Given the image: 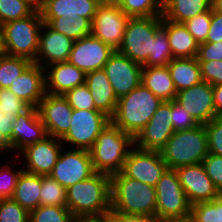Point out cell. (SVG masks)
Returning <instances> with one entry per match:
<instances>
[{
  "instance_id": "cell-1",
  "label": "cell",
  "mask_w": 222,
  "mask_h": 222,
  "mask_svg": "<svg viewBox=\"0 0 222 222\" xmlns=\"http://www.w3.org/2000/svg\"><path fill=\"white\" fill-rule=\"evenodd\" d=\"M67 208L77 217H101L111 212L110 175L96 172L66 189Z\"/></svg>"
},
{
  "instance_id": "cell-2",
  "label": "cell",
  "mask_w": 222,
  "mask_h": 222,
  "mask_svg": "<svg viewBox=\"0 0 222 222\" xmlns=\"http://www.w3.org/2000/svg\"><path fill=\"white\" fill-rule=\"evenodd\" d=\"M111 212L155 216V187L126 177L122 172L110 176Z\"/></svg>"
},
{
  "instance_id": "cell-3",
  "label": "cell",
  "mask_w": 222,
  "mask_h": 222,
  "mask_svg": "<svg viewBox=\"0 0 222 222\" xmlns=\"http://www.w3.org/2000/svg\"><path fill=\"white\" fill-rule=\"evenodd\" d=\"M162 102L148 88L140 84L128 94L118 98L110 122L135 139Z\"/></svg>"
},
{
  "instance_id": "cell-4",
  "label": "cell",
  "mask_w": 222,
  "mask_h": 222,
  "mask_svg": "<svg viewBox=\"0 0 222 222\" xmlns=\"http://www.w3.org/2000/svg\"><path fill=\"white\" fill-rule=\"evenodd\" d=\"M134 146V138L110 122L89 150L94 171L110 176L121 172L126 157Z\"/></svg>"
},
{
  "instance_id": "cell-5",
  "label": "cell",
  "mask_w": 222,
  "mask_h": 222,
  "mask_svg": "<svg viewBox=\"0 0 222 222\" xmlns=\"http://www.w3.org/2000/svg\"><path fill=\"white\" fill-rule=\"evenodd\" d=\"M160 153L169 169L202 163L209 153L204 124L174 132Z\"/></svg>"
},
{
  "instance_id": "cell-6",
  "label": "cell",
  "mask_w": 222,
  "mask_h": 222,
  "mask_svg": "<svg viewBox=\"0 0 222 222\" xmlns=\"http://www.w3.org/2000/svg\"><path fill=\"white\" fill-rule=\"evenodd\" d=\"M42 25L39 10L29 17L4 23L1 28L3 54L24 57L34 62L39 49Z\"/></svg>"
},
{
  "instance_id": "cell-7",
  "label": "cell",
  "mask_w": 222,
  "mask_h": 222,
  "mask_svg": "<svg viewBox=\"0 0 222 222\" xmlns=\"http://www.w3.org/2000/svg\"><path fill=\"white\" fill-rule=\"evenodd\" d=\"M155 216L163 222H188L191 204L179 182L177 172L167 168L155 186Z\"/></svg>"
},
{
  "instance_id": "cell-8",
  "label": "cell",
  "mask_w": 222,
  "mask_h": 222,
  "mask_svg": "<svg viewBox=\"0 0 222 222\" xmlns=\"http://www.w3.org/2000/svg\"><path fill=\"white\" fill-rule=\"evenodd\" d=\"M161 28L162 16L130 17L117 51L143 65L152 52L153 40Z\"/></svg>"
},
{
  "instance_id": "cell-9",
  "label": "cell",
  "mask_w": 222,
  "mask_h": 222,
  "mask_svg": "<svg viewBox=\"0 0 222 222\" xmlns=\"http://www.w3.org/2000/svg\"><path fill=\"white\" fill-rule=\"evenodd\" d=\"M110 118L98 110H73L68 132L60 139L66 148L90 150Z\"/></svg>"
},
{
  "instance_id": "cell-10",
  "label": "cell",
  "mask_w": 222,
  "mask_h": 222,
  "mask_svg": "<svg viewBox=\"0 0 222 222\" xmlns=\"http://www.w3.org/2000/svg\"><path fill=\"white\" fill-rule=\"evenodd\" d=\"M95 173L89 150L63 147L49 176L67 189Z\"/></svg>"
},
{
  "instance_id": "cell-11",
  "label": "cell",
  "mask_w": 222,
  "mask_h": 222,
  "mask_svg": "<svg viewBox=\"0 0 222 222\" xmlns=\"http://www.w3.org/2000/svg\"><path fill=\"white\" fill-rule=\"evenodd\" d=\"M129 19L117 4L100 3L91 23V34L118 50Z\"/></svg>"
},
{
  "instance_id": "cell-12",
  "label": "cell",
  "mask_w": 222,
  "mask_h": 222,
  "mask_svg": "<svg viewBox=\"0 0 222 222\" xmlns=\"http://www.w3.org/2000/svg\"><path fill=\"white\" fill-rule=\"evenodd\" d=\"M167 168L160 151L142 150L134 146L126 157L121 172L126 177L155 187Z\"/></svg>"
},
{
  "instance_id": "cell-13",
  "label": "cell",
  "mask_w": 222,
  "mask_h": 222,
  "mask_svg": "<svg viewBox=\"0 0 222 222\" xmlns=\"http://www.w3.org/2000/svg\"><path fill=\"white\" fill-rule=\"evenodd\" d=\"M63 147L64 145L60 139L48 135L43 140L25 147L18 152L16 157L24 158L23 160L19 159L24 162L21 163L24 171L47 176L56 164Z\"/></svg>"
},
{
  "instance_id": "cell-14",
  "label": "cell",
  "mask_w": 222,
  "mask_h": 222,
  "mask_svg": "<svg viewBox=\"0 0 222 222\" xmlns=\"http://www.w3.org/2000/svg\"><path fill=\"white\" fill-rule=\"evenodd\" d=\"M142 68L141 64L115 50L103 69L117 98L128 94L142 83Z\"/></svg>"
},
{
  "instance_id": "cell-15",
  "label": "cell",
  "mask_w": 222,
  "mask_h": 222,
  "mask_svg": "<svg viewBox=\"0 0 222 222\" xmlns=\"http://www.w3.org/2000/svg\"><path fill=\"white\" fill-rule=\"evenodd\" d=\"M171 114V101H163L134 139L135 146L142 150L160 151L174 133Z\"/></svg>"
},
{
  "instance_id": "cell-16",
  "label": "cell",
  "mask_w": 222,
  "mask_h": 222,
  "mask_svg": "<svg viewBox=\"0 0 222 222\" xmlns=\"http://www.w3.org/2000/svg\"><path fill=\"white\" fill-rule=\"evenodd\" d=\"M115 50L92 34L74 41L68 62L85 74L103 69Z\"/></svg>"
},
{
  "instance_id": "cell-17",
  "label": "cell",
  "mask_w": 222,
  "mask_h": 222,
  "mask_svg": "<svg viewBox=\"0 0 222 222\" xmlns=\"http://www.w3.org/2000/svg\"><path fill=\"white\" fill-rule=\"evenodd\" d=\"M175 101L199 124H206L219 117L214 106L213 87L205 81L177 92Z\"/></svg>"
},
{
  "instance_id": "cell-18",
  "label": "cell",
  "mask_w": 222,
  "mask_h": 222,
  "mask_svg": "<svg viewBox=\"0 0 222 222\" xmlns=\"http://www.w3.org/2000/svg\"><path fill=\"white\" fill-rule=\"evenodd\" d=\"M37 110L49 136L61 139L68 132L73 109L63 95L46 93Z\"/></svg>"
},
{
  "instance_id": "cell-19",
  "label": "cell",
  "mask_w": 222,
  "mask_h": 222,
  "mask_svg": "<svg viewBox=\"0 0 222 222\" xmlns=\"http://www.w3.org/2000/svg\"><path fill=\"white\" fill-rule=\"evenodd\" d=\"M175 171L191 205L211 201L221 195L202 163L180 167Z\"/></svg>"
},
{
  "instance_id": "cell-20",
  "label": "cell",
  "mask_w": 222,
  "mask_h": 222,
  "mask_svg": "<svg viewBox=\"0 0 222 222\" xmlns=\"http://www.w3.org/2000/svg\"><path fill=\"white\" fill-rule=\"evenodd\" d=\"M73 43L74 40L43 22L39 33V49L34 63L45 68L56 63L68 62Z\"/></svg>"
},
{
  "instance_id": "cell-21",
  "label": "cell",
  "mask_w": 222,
  "mask_h": 222,
  "mask_svg": "<svg viewBox=\"0 0 222 222\" xmlns=\"http://www.w3.org/2000/svg\"><path fill=\"white\" fill-rule=\"evenodd\" d=\"M9 90L30 107H38L46 94L45 70L32 62L11 84Z\"/></svg>"
},
{
  "instance_id": "cell-22",
  "label": "cell",
  "mask_w": 222,
  "mask_h": 222,
  "mask_svg": "<svg viewBox=\"0 0 222 222\" xmlns=\"http://www.w3.org/2000/svg\"><path fill=\"white\" fill-rule=\"evenodd\" d=\"M48 136L36 107H29L13 122V153L18 154L28 145ZM17 152V153H16Z\"/></svg>"
},
{
  "instance_id": "cell-23",
  "label": "cell",
  "mask_w": 222,
  "mask_h": 222,
  "mask_svg": "<svg viewBox=\"0 0 222 222\" xmlns=\"http://www.w3.org/2000/svg\"><path fill=\"white\" fill-rule=\"evenodd\" d=\"M44 70L46 93L63 95L68 90L85 84L86 74L69 62L49 65Z\"/></svg>"
},
{
  "instance_id": "cell-24",
  "label": "cell",
  "mask_w": 222,
  "mask_h": 222,
  "mask_svg": "<svg viewBox=\"0 0 222 222\" xmlns=\"http://www.w3.org/2000/svg\"><path fill=\"white\" fill-rule=\"evenodd\" d=\"M85 84L88 86L95 107L109 118L115 112L118 98L107 78L104 69H98L86 74Z\"/></svg>"
},
{
  "instance_id": "cell-25",
  "label": "cell",
  "mask_w": 222,
  "mask_h": 222,
  "mask_svg": "<svg viewBox=\"0 0 222 222\" xmlns=\"http://www.w3.org/2000/svg\"><path fill=\"white\" fill-rule=\"evenodd\" d=\"M162 28L167 32L173 58H194L199 43L183 23H176L162 17Z\"/></svg>"
},
{
  "instance_id": "cell-26",
  "label": "cell",
  "mask_w": 222,
  "mask_h": 222,
  "mask_svg": "<svg viewBox=\"0 0 222 222\" xmlns=\"http://www.w3.org/2000/svg\"><path fill=\"white\" fill-rule=\"evenodd\" d=\"M99 4L98 0H45L39 11L41 17L77 14L87 18L92 23Z\"/></svg>"
},
{
  "instance_id": "cell-27",
  "label": "cell",
  "mask_w": 222,
  "mask_h": 222,
  "mask_svg": "<svg viewBox=\"0 0 222 222\" xmlns=\"http://www.w3.org/2000/svg\"><path fill=\"white\" fill-rule=\"evenodd\" d=\"M141 84L162 101L176 99L177 91L167 66L143 67Z\"/></svg>"
},
{
  "instance_id": "cell-28",
  "label": "cell",
  "mask_w": 222,
  "mask_h": 222,
  "mask_svg": "<svg viewBox=\"0 0 222 222\" xmlns=\"http://www.w3.org/2000/svg\"><path fill=\"white\" fill-rule=\"evenodd\" d=\"M210 8H213V0H163L162 17L176 23H184Z\"/></svg>"
},
{
  "instance_id": "cell-29",
  "label": "cell",
  "mask_w": 222,
  "mask_h": 222,
  "mask_svg": "<svg viewBox=\"0 0 222 222\" xmlns=\"http://www.w3.org/2000/svg\"><path fill=\"white\" fill-rule=\"evenodd\" d=\"M167 67L177 92L190 88L202 81L200 65L194 58H173Z\"/></svg>"
},
{
  "instance_id": "cell-30",
  "label": "cell",
  "mask_w": 222,
  "mask_h": 222,
  "mask_svg": "<svg viewBox=\"0 0 222 222\" xmlns=\"http://www.w3.org/2000/svg\"><path fill=\"white\" fill-rule=\"evenodd\" d=\"M41 175L22 171L12 199L29 212L40 206Z\"/></svg>"
},
{
  "instance_id": "cell-31",
  "label": "cell",
  "mask_w": 222,
  "mask_h": 222,
  "mask_svg": "<svg viewBox=\"0 0 222 222\" xmlns=\"http://www.w3.org/2000/svg\"><path fill=\"white\" fill-rule=\"evenodd\" d=\"M55 31L77 41L91 34V22L80 15H63L61 17H42Z\"/></svg>"
},
{
  "instance_id": "cell-32",
  "label": "cell",
  "mask_w": 222,
  "mask_h": 222,
  "mask_svg": "<svg viewBox=\"0 0 222 222\" xmlns=\"http://www.w3.org/2000/svg\"><path fill=\"white\" fill-rule=\"evenodd\" d=\"M32 63L24 57L0 55V88L9 89L11 84Z\"/></svg>"
},
{
  "instance_id": "cell-33",
  "label": "cell",
  "mask_w": 222,
  "mask_h": 222,
  "mask_svg": "<svg viewBox=\"0 0 222 222\" xmlns=\"http://www.w3.org/2000/svg\"><path fill=\"white\" fill-rule=\"evenodd\" d=\"M117 5L130 17L162 16L163 0H119Z\"/></svg>"
},
{
  "instance_id": "cell-34",
  "label": "cell",
  "mask_w": 222,
  "mask_h": 222,
  "mask_svg": "<svg viewBox=\"0 0 222 222\" xmlns=\"http://www.w3.org/2000/svg\"><path fill=\"white\" fill-rule=\"evenodd\" d=\"M173 59L167 32L161 28L153 40L152 52L143 67L167 66Z\"/></svg>"
},
{
  "instance_id": "cell-35",
  "label": "cell",
  "mask_w": 222,
  "mask_h": 222,
  "mask_svg": "<svg viewBox=\"0 0 222 222\" xmlns=\"http://www.w3.org/2000/svg\"><path fill=\"white\" fill-rule=\"evenodd\" d=\"M188 222H222V194L211 201L192 205Z\"/></svg>"
},
{
  "instance_id": "cell-36",
  "label": "cell",
  "mask_w": 222,
  "mask_h": 222,
  "mask_svg": "<svg viewBox=\"0 0 222 222\" xmlns=\"http://www.w3.org/2000/svg\"><path fill=\"white\" fill-rule=\"evenodd\" d=\"M40 205L66 206V188L49 175L41 176Z\"/></svg>"
},
{
  "instance_id": "cell-37",
  "label": "cell",
  "mask_w": 222,
  "mask_h": 222,
  "mask_svg": "<svg viewBox=\"0 0 222 222\" xmlns=\"http://www.w3.org/2000/svg\"><path fill=\"white\" fill-rule=\"evenodd\" d=\"M37 9L26 0H0V22L20 20L32 15Z\"/></svg>"
},
{
  "instance_id": "cell-38",
  "label": "cell",
  "mask_w": 222,
  "mask_h": 222,
  "mask_svg": "<svg viewBox=\"0 0 222 222\" xmlns=\"http://www.w3.org/2000/svg\"><path fill=\"white\" fill-rule=\"evenodd\" d=\"M75 217L67 206H44L30 211L29 222H74Z\"/></svg>"
},
{
  "instance_id": "cell-39",
  "label": "cell",
  "mask_w": 222,
  "mask_h": 222,
  "mask_svg": "<svg viewBox=\"0 0 222 222\" xmlns=\"http://www.w3.org/2000/svg\"><path fill=\"white\" fill-rule=\"evenodd\" d=\"M13 157L11 158L10 162L5 161L6 164L2 165L1 163L0 165V199L12 198L19 176L21 172L23 171V168H21V166L19 165L20 160L18 163L19 168L17 166V168L14 169L15 164L12 163L14 162L12 159L18 160L19 157L17 158L16 156H13Z\"/></svg>"
},
{
  "instance_id": "cell-40",
  "label": "cell",
  "mask_w": 222,
  "mask_h": 222,
  "mask_svg": "<svg viewBox=\"0 0 222 222\" xmlns=\"http://www.w3.org/2000/svg\"><path fill=\"white\" fill-rule=\"evenodd\" d=\"M73 110H97L86 84L68 90L63 94Z\"/></svg>"
},
{
  "instance_id": "cell-41",
  "label": "cell",
  "mask_w": 222,
  "mask_h": 222,
  "mask_svg": "<svg viewBox=\"0 0 222 222\" xmlns=\"http://www.w3.org/2000/svg\"><path fill=\"white\" fill-rule=\"evenodd\" d=\"M30 212L12 198L0 199V222H29Z\"/></svg>"
},
{
  "instance_id": "cell-42",
  "label": "cell",
  "mask_w": 222,
  "mask_h": 222,
  "mask_svg": "<svg viewBox=\"0 0 222 222\" xmlns=\"http://www.w3.org/2000/svg\"><path fill=\"white\" fill-rule=\"evenodd\" d=\"M183 24L199 44L205 42L211 24V8L202 14L194 16Z\"/></svg>"
},
{
  "instance_id": "cell-43",
  "label": "cell",
  "mask_w": 222,
  "mask_h": 222,
  "mask_svg": "<svg viewBox=\"0 0 222 222\" xmlns=\"http://www.w3.org/2000/svg\"><path fill=\"white\" fill-rule=\"evenodd\" d=\"M30 106L9 89L0 88V113L19 116Z\"/></svg>"
},
{
  "instance_id": "cell-44",
  "label": "cell",
  "mask_w": 222,
  "mask_h": 222,
  "mask_svg": "<svg viewBox=\"0 0 222 222\" xmlns=\"http://www.w3.org/2000/svg\"><path fill=\"white\" fill-rule=\"evenodd\" d=\"M207 132L209 153L222 156V116L204 124Z\"/></svg>"
},
{
  "instance_id": "cell-45",
  "label": "cell",
  "mask_w": 222,
  "mask_h": 222,
  "mask_svg": "<svg viewBox=\"0 0 222 222\" xmlns=\"http://www.w3.org/2000/svg\"><path fill=\"white\" fill-rule=\"evenodd\" d=\"M16 116L0 113V153L13 152V122Z\"/></svg>"
},
{
  "instance_id": "cell-46",
  "label": "cell",
  "mask_w": 222,
  "mask_h": 222,
  "mask_svg": "<svg viewBox=\"0 0 222 222\" xmlns=\"http://www.w3.org/2000/svg\"><path fill=\"white\" fill-rule=\"evenodd\" d=\"M171 115L174 132L195 128L199 123L175 100L171 101Z\"/></svg>"
},
{
  "instance_id": "cell-47",
  "label": "cell",
  "mask_w": 222,
  "mask_h": 222,
  "mask_svg": "<svg viewBox=\"0 0 222 222\" xmlns=\"http://www.w3.org/2000/svg\"><path fill=\"white\" fill-rule=\"evenodd\" d=\"M202 165L215 188L222 194V156L208 153Z\"/></svg>"
},
{
  "instance_id": "cell-48",
  "label": "cell",
  "mask_w": 222,
  "mask_h": 222,
  "mask_svg": "<svg viewBox=\"0 0 222 222\" xmlns=\"http://www.w3.org/2000/svg\"><path fill=\"white\" fill-rule=\"evenodd\" d=\"M202 81L212 86L222 84V60L198 61Z\"/></svg>"
},
{
  "instance_id": "cell-49",
  "label": "cell",
  "mask_w": 222,
  "mask_h": 222,
  "mask_svg": "<svg viewBox=\"0 0 222 222\" xmlns=\"http://www.w3.org/2000/svg\"><path fill=\"white\" fill-rule=\"evenodd\" d=\"M197 61L222 60V41L199 44Z\"/></svg>"
},
{
  "instance_id": "cell-50",
  "label": "cell",
  "mask_w": 222,
  "mask_h": 222,
  "mask_svg": "<svg viewBox=\"0 0 222 222\" xmlns=\"http://www.w3.org/2000/svg\"><path fill=\"white\" fill-rule=\"evenodd\" d=\"M222 41V13L211 8V24L205 42Z\"/></svg>"
},
{
  "instance_id": "cell-51",
  "label": "cell",
  "mask_w": 222,
  "mask_h": 222,
  "mask_svg": "<svg viewBox=\"0 0 222 222\" xmlns=\"http://www.w3.org/2000/svg\"><path fill=\"white\" fill-rule=\"evenodd\" d=\"M110 222H163L156 216L127 215L118 212L108 214Z\"/></svg>"
},
{
  "instance_id": "cell-52",
  "label": "cell",
  "mask_w": 222,
  "mask_h": 222,
  "mask_svg": "<svg viewBox=\"0 0 222 222\" xmlns=\"http://www.w3.org/2000/svg\"><path fill=\"white\" fill-rule=\"evenodd\" d=\"M214 94V106L216 114L222 116V84L212 86Z\"/></svg>"
},
{
  "instance_id": "cell-53",
  "label": "cell",
  "mask_w": 222,
  "mask_h": 222,
  "mask_svg": "<svg viewBox=\"0 0 222 222\" xmlns=\"http://www.w3.org/2000/svg\"><path fill=\"white\" fill-rule=\"evenodd\" d=\"M74 222H110L109 216L101 217H77Z\"/></svg>"
},
{
  "instance_id": "cell-54",
  "label": "cell",
  "mask_w": 222,
  "mask_h": 222,
  "mask_svg": "<svg viewBox=\"0 0 222 222\" xmlns=\"http://www.w3.org/2000/svg\"><path fill=\"white\" fill-rule=\"evenodd\" d=\"M32 4L37 10H39L44 4L45 0H26Z\"/></svg>"
},
{
  "instance_id": "cell-55",
  "label": "cell",
  "mask_w": 222,
  "mask_h": 222,
  "mask_svg": "<svg viewBox=\"0 0 222 222\" xmlns=\"http://www.w3.org/2000/svg\"><path fill=\"white\" fill-rule=\"evenodd\" d=\"M213 9L222 13V0H213Z\"/></svg>"
},
{
  "instance_id": "cell-56",
  "label": "cell",
  "mask_w": 222,
  "mask_h": 222,
  "mask_svg": "<svg viewBox=\"0 0 222 222\" xmlns=\"http://www.w3.org/2000/svg\"><path fill=\"white\" fill-rule=\"evenodd\" d=\"M100 3L117 4L119 0H98Z\"/></svg>"
},
{
  "instance_id": "cell-57",
  "label": "cell",
  "mask_w": 222,
  "mask_h": 222,
  "mask_svg": "<svg viewBox=\"0 0 222 222\" xmlns=\"http://www.w3.org/2000/svg\"><path fill=\"white\" fill-rule=\"evenodd\" d=\"M3 53V46H2V30L0 28V55Z\"/></svg>"
},
{
  "instance_id": "cell-58",
  "label": "cell",
  "mask_w": 222,
  "mask_h": 222,
  "mask_svg": "<svg viewBox=\"0 0 222 222\" xmlns=\"http://www.w3.org/2000/svg\"><path fill=\"white\" fill-rule=\"evenodd\" d=\"M1 155H2V153H0V159H1V160H2V158H3V157H4L3 159H6L7 161H8V159L10 160V158H9V157H10V155L8 156V155H7V154H5V153H4V156H3V155L1 156ZM5 155L8 157V159H7V158H5ZM1 157H2V158H1Z\"/></svg>"
}]
</instances>
